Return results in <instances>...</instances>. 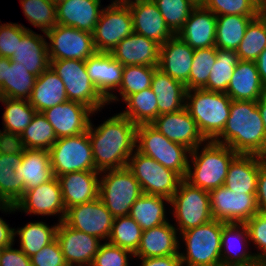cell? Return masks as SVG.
<instances>
[{
  "mask_svg": "<svg viewBox=\"0 0 266 266\" xmlns=\"http://www.w3.org/2000/svg\"><path fill=\"white\" fill-rule=\"evenodd\" d=\"M88 126L95 168L101 172L127 167L130 156L136 149L137 126L127 117L116 113L95 126Z\"/></svg>",
  "mask_w": 266,
  "mask_h": 266,
  "instance_id": "cell-1",
  "label": "cell"
},
{
  "mask_svg": "<svg viewBox=\"0 0 266 266\" xmlns=\"http://www.w3.org/2000/svg\"><path fill=\"white\" fill-rule=\"evenodd\" d=\"M214 142L229 146L237 154L266 158V132L257 101L232 100L229 118Z\"/></svg>",
  "mask_w": 266,
  "mask_h": 266,
  "instance_id": "cell-2",
  "label": "cell"
},
{
  "mask_svg": "<svg viewBox=\"0 0 266 266\" xmlns=\"http://www.w3.org/2000/svg\"><path fill=\"white\" fill-rule=\"evenodd\" d=\"M237 155L227 145L206 141L190 151L185 180L208 192L223 186L228 167Z\"/></svg>",
  "mask_w": 266,
  "mask_h": 266,
  "instance_id": "cell-3",
  "label": "cell"
},
{
  "mask_svg": "<svg viewBox=\"0 0 266 266\" xmlns=\"http://www.w3.org/2000/svg\"><path fill=\"white\" fill-rule=\"evenodd\" d=\"M231 101L226 93L187 90L185 108L206 141H214L222 133L230 115Z\"/></svg>",
  "mask_w": 266,
  "mask_h": 266,
  "instance_id": "cell-4",
  "label": "cell"
},
{
  "mask_svg": "<svg viewBox=\"0 0 266 266\" xmlns=\"http://www.w3.org/2000/svg\"><path fill=\"white\" fill-rule=\"evenodd\" d=\"M225 224L212 219L198 227L181 232L179 256L182 266H221V234Z\"/></svg>",
  "mask_w": 266,
  "mask_h": 266,
  "instance_id": "cell-5",
  "label": "cell"
},
{
  "mask_svg": "<svg viewBox=\"0 0 266 266\" xmlns=\"http://www.w3.org/2000/svg\"><path fill=\"white\" fill-rule=\"evenodd\" d=\"M136 149L140 153L158 161L165 168L177 172L185 179L190 150L179 143L167 139L151 124L137 126Z\"/></svg>",
  "mask_w": 266,
  "mask_h": 266,
  "instance_id": "cell-6",
  "label": "cell"
},
{
  "mask_svg": "<svg viewBox=\"0 0 266 266\" xmlns=\"http://www.w3.org/2000/svg\"><path fill=\"white\" fill-rule=\"evenodd\" d=\"M99 198L112 216L130 214L134 202L143 194L139 182L127 168L100 172Z\"/></svg>",
  "mask_w": 266,
  "mask_h": 266,
  "instance_id": "cell-7",
  "label": "cell"
},
{
  "mask_svg": "<svg viewBox=\"0 0 266 266\" xmlns=\"http://www.w3.org/2000/svg\"><path fill=\"white\" fill-rule=\"evenodd\" d=\"M170 208L178 233L198 227L213 219L209 192L195 187L183 179L170 199ZM171 211V212H170ZM176 223V224H175Z\"/></svg>",
  "mask_w": 266,
  "mask_h": 266,
  "instance_id": "cell-8",
  "label": "cell"
},
{
  "mask_svg": "<svg viewBox=\"0 0 266 266\" xmlns=\"http://www.w3.org/2000/svg\"><path fill=\"white\" fill-rule=\"evenodd\" d=\"M50 68L64 83L69 101L81 103L93 112H102L107 101L91 82L85 61L78 59L50 60Z\"/></svg>",
  "mask_w": 266,
  "mask_h": 266,
  "instance_id": "cell-9",
  "label": "cell"
},
{
  "mask_svg": "<svg viewBox=\"0 0 266 266\" xmlns=\"http://www.w3.org/2000/svg\"><path fill=\"white\" fill-rule=\"evenodd\" d=\"M127 168L139 182L142 192L168 199L177 191L183 178L158 161L140 153L137 149L130 156Z\"/></svg>",
  "mask_w": 266,
  "mask_h": 266,
  "instance_id": "cell-10",
  "label": "cell"
},
{
  "mask_svg": "<svg viewBox=\"0 0 266 266\" xmlns=\"http://www.w3.org/2000/svg\"><path fill=\"white\" fill-rule=\"evenodd\" d=\"M54 176L71 172L97 171L88 131L57 139L49 149Z\"/></svg>",
  "mask_w": 266,
  "mask_h": 266,
  "instance_id": "cell-11",
  "label": "cell"
},
{
  "mask_svg": "<svg viewBox=\"0 0 266 266\" xmlns=\"http://www.w3.org/2000/svg\"><path fill=\"white\" fill-rule=\"evenodd\" d=\"M0 211L4 214L23 212L30 216H55L58 223L63 221L66 208L58 178L54 176L35 188L25 190L23 197L15 205H0Z\"/></svg>",
  "mask_w": 266,
  "mask_h": 266,
  "instance_id": "cell-12",
  "label": "cell"
},
{
  "mask_svg": "<svg viewBox=\"0 0 266 266\" xmlns=\"http://www.w3.org/2000/svg\"><path fill=\"white\" fill-rule=\"evenodd\" d=\"M133 20L127 3L103 7L93 34L97 52H111L124 38L133 33Z\"/></svg>",
  "mask_w": 266,
  "mask_h": 266,
  "instance_id": "cell-13",
  "label": "cell"
},
{
  "mask_svg": "<svg viewBox=\"0 0 266 266\" xmlns=\"http://www.w3.org/2000/svg\"><path fill=\"white\" fill-rule=\"evenodd\" d=\"M45 34L49 60L86 61L96 52L93 34L90 32L57 24Z\"/></svg>",
  "mask_w": 266,
  "mask_h": 266,
  "instance_id": "cell-14",
  "label": "cell"
},
{
  "mask_svg": "<svg viewBox=\"0 0 266 266\" xmlns=\"http://www.w3.org/2000/svg\"><path fill=\"white\" fill-rule=\"evenodd\" d=\"M213 219L225 223H246L259 213L256 194L233 192L224 185L209 191Z\"/></svg>",
  "mask_w": 266,
  "mask_h": 266,
  "instance_id": "cell-15",
  "label": "cell"
},
{
  "mask_svg": "<svg viewBox=\"0 0 266 266\" xmlns=\"http://www.w3.org/2000/svg\"><path fill=\"white\" fill-rule=\"evenodd\" d=\"M113 219L105 204L97 198L67 209L63 222L106 242L111 233Z\"/></svg>",
  "mask_w": 266,
  "mask_h": 266,
  "instance_id": "cell-16",
  "label": "cell"
},
{
  "mask_svg": "<svg viewBox=\"0 0 266 266\" xmlns=\"http://www.w3.org/2000/svg\"><path fill=\"white\" fill-rule=\"evenodd\" d=\"M56 239L68 266H91L103 243L97 237L71 228L63 221L58 223Z\"/></svg>",
  "mask_w": 266,
  "mask_h": 266,
  "instance_id": "cell-17",
  "label": "cell"
},
{
  "mask_svg": "<svg viewBox=\"0 0 266 266\" xmlns=\"http://www.w3.org/2000/svg\"><path fill=\"white\" fill-rule=\"evenodd\" d=\"M52 125L57 139L87 132L93 115L89 107L74 101H66L41 112Z\"/></svg>",
  "mask_w": 266,
  "mask_h": 266,
  "instance_id": "cell-18",
  "label": "cell"
},
{
  "mask_svg": "<svg viewBox=\"0 0 266 266\" xmlns=\"http://www.w3.org/2000/svg\"><path fill=\"white\" fill-rule=\"evenodd\" d=\"M151 125L167 139L185 146L190 151L206 142L185 107L176 112L160 114Z\"/></svg>",
  "mask_w": 266,
  "mask_h": 266,
  "instance_id": "cell-19",
  "label": "cell"
},
{
  "mask_svg": "<svg viewBox=\"0 0 266 266\" xmlns=\"http://www.w3.org/2000/svg\"><path fill=\"white\" fill-rule=\"evenodd\" d=\"M250 243L245 223H226L221 234V266H249L259 262Z\"/></svg>",
  "mask_w": 266,
  "mask_h": 266,
  "instance_id": "cell-20",
  "label": "cell"
},
{
  "mask_svg": "<svg viewBox=\"0 0 266 266\" xmlns=\"http://www.w3.org/2000/svg\"><path fill=\"white\" fill-rule=\"evenodd\" d=\"M135 33L164 44L175 34L169 29L153 0H129L127 2Z\"/></svg>",
  "mask_w": 266,
  "mask_h": 266,
  "instance_id": "cell-21",
  "label": "cell"
},
{
  "mask_svg": "<svg viewBox=\"0 0 266 266\" xmlns=\"http://www.w3.org/2000/svg\"><path fill=\"white\" fill-rule=\"evenodd\" d=\"M193 55L194 49L178 35H174L159 47L158 69L184 84L189 90Z\"/></svg>",
  "mask_w": 266,
  "mask_h": 266,
  "instance_id": "cell-22",
  "label": "cell"
},
{
  "mask_svg": "<svg viewBox=\"0 0 266 266\" xmlns=\"http://www.w3.org/2000/svg\"><path fill=\"white\" fill-rule=\"evenodd\" d=\"M85 66L91 82L108 101L120 87L124 66L109 52L97 51L85 61Z\"/></svg>",
  "mask_w": 266,
  "mask_h": 266,
  "instance_id": "cell-23",
  "label": "cell"
},
{
  "mask_svg": "<svg viewBox=\"0 0 266 266\" xmlns=\"http://www.w3.org/2000/svg\"><path fill=\"white\" fill-rule=\"evenodd\" d=\"M22 157L23 148L14 142H5L0 148V205H15L25 193L15 171Z\"/></svg>",
  "mask_w": 266,
  "mask_h": 266,
  "instance_id": "cell-24",
  "label": "cell"
},
{
  "mask_svg": "<svg viewBox=\"0 0 266 266\" xmlns=\"http://www.w3.org/2000/svg\"><path fill=\"white\" fill-rule=\"evenodd\" d=\"M216 25L217 16L203 5H197L176 35L192 49L215 47Z\"/></svg>",
  "mask_w": 266,
  "mask_h": 266,
  "instance_id": "cell-25",
  "label": "cell"
},
{
  "mask_svg": "<svg viewBox=\"0 0 266 266\" xmlns=\"http://www.w3.org/2000/svg\"><path fill=\"white\" fill-rule=\"evenodd\" d=\"M57 178L66 210L99 198V171L71 172Z\"/></svg>",
  "mask_w": 266,
  "mask_h": 266,
  "instance_id": "cell-26",
  "label": "cell"
},
{
  "mask_svg": "<svg viewBox=\"0 0 266 266\" xmlns=\"http://www.w3.org/2000/svg\"><path fill=\"white\" fill-rule=\"evenodd\" d=\"M160 45L135 32L124 38L110 54L123 66L158 67Z\"/></svg>",
  "mask_w": 266,
  "mask_h": 266,
  "instance_id": "cell-27",
  "label": "cell"
},
{
  "mask_svg": "<svg viewBox=\"0 0 266 266\" xmlns=\"http://www.w3.org/2000/svg\"><path fill=\"white\" fill-rule=\"evenodd\" d=\"M102 9L101 0H65L56 5L57 24L93 33Z\"/></svg>",
  "mask_w": 266,
  "mask_h": 266,
  "instance_id": "cell-28",
  "label": "cell"
},
{
  "mask_svg": "<svg viewBox=\"0 0 266 266\" xmlns=\"http://www.w3.org/2000/svg\"><path fill=\"white\" fill-rule=\"evenodd\" d=\"M265 161L259 155L238 154L228 167L224 186L235 193L256 194L258 173Z\"/></svg>",
  "mask_w": 266,
  "mask_h": 266,
  "instance_id": "cell-29",
  "label": "cell"
},
{
  "mask_svg": "<svg viewBox=\"0 0 266 266\" xmlns=\"http://www.w3.org/2000/svg\"><path fill=\"white\" fill-rule=\"evenodd\" d=\"M179 255V233L170 221L144 230L134 257H160Z\"/></svg>",
  "mask_w": 266,
  "mask_h": 266,
  "instance_id": "cell-30",
  "label": "cell"
},
{
  "mask_svg": "<svg viewBox=\"0 0 266 266\" xmlns=\"http://www.w3.org/2000/svg\"><path fill=\"white\" fill-rule=\"evenodd\" d=\"M36 78L22 63L0 57V97L28 100Z\"/></svg>",
  "mask_w": 266,
  "mask_h": 266,
  "instance_id": "cell-31",
  "label": "cell"
},
{
  "mask_svg": "<svg viewBox=\"0 0 266 266\" xmlns=\"http://www.w3.org/2000/svg\"><path fill=\"white\" fill-rule=\"evenodd\" d=\"M10 59L22 63L26 70L36 77L40 76L50 67L46 34L28 31L18 42L16 52Z\"/></svg>",
  "mask_w": 266,
  "mask_h": 266,
  "instance_id": "cell-32",
  "label": "cell"
},
{
  "mask_svg": "<svg viewBox=\"0 0 266 266\" xmlns=\"http://www.w3.org/2000/svg\"><path fill=\"white\" fill-rule=\"evenodd\" d=\"M266 92L256 62L240 60L227 87L232 100L257 101Z\"/></svg>",
  "mask_w": 266,
  "mask_h": 266,
  "instance_id": "cell-33",
  "label": "cell"
},
{
  "mask_svg": "<svg viewBox=\"0 0 266 266\" xmlns=\"http://www.w3.org/2000/svg\"><path fill=\"white\" fill-rule=\"evenodd\" d=\"M17 179L29 190L54 177L49 150L23 148L21 163L16 168Z\"/></svg>",
  "mask_w": 266,
  "mask_h": 266,
  "instance_id": "cell-34",
  "label": "cell"
},
{
  "mask_svg": "<svg viewBox=\"0 0 266 266\" xmlns=\"http://www.w3.org/2000/svg\"><path fill=\"white\" fill-rule=\"evenodd\" d=\"M66 101L68 96L64 83L50 67L36 78L28 99L38 113Z\"/></svg>",
  "mask_w": 266,
  "mask_h": 266,
  "instance_id": "cell-35",
  "label": "cell"
},
{
  "mask_svg": "<svg viewBox=\"0 0 266 266\" xmlns=\"http://www.w3.org/2000/svg\"><path fill=\"white\" fill-rule=\"evenodd\" d=\"M0 102L5 106L0 134L6 142H14L30 124L37 111L24 99L0 97Z\"/></svg>",
  "mask_w": 266,
  "mask_h": 266,
  "instance_id": "cell-36",
  "label": "cell"
},
{
  "mask_svg": "<svg viewBox=\"0 0 266 266\" xmlns=\"http://www.w3.org/2000/svg\"><path fill=\"white\" fill-rule=\"evenodd\" d=\"M151 89L157 98L158 116L176 112L185 107L186 86L158 68L152 76Z\"/></svg>",
  "mask_w": 266,
  "mask_h": 266,
  "instance_id": "cell-37",
  "label": "cell"
},
{
  "mask_svg": "<svg viewBox=\"0 0 266 266\" xmlns=\"http://www.w3.org/2000/svg\"><path fill=\"white\" fill-rule=\"evenodd\" d=\"M166 206L169 208L170 199L143 193L132 205L129 216L143 231L148 230L170 221Z\"/></svg>",
  "mask_w": 266,
  "mask_h": 266,
  "instance_id": "cell-38",
  "label": "cell"
},
{
  "mask_svg": "<svg viewBox=\"0 0 266 266\" xmlns=\"http://www.w3.org/2000/svg\"><path fill=\"white\" fill-rule=\"evenodd\" d=\"M57 226L58 222L49 225L42 220L30 221L24 226L14 229V240H17V236L19 248L28 257H31L56 238Z\"/></svg>",
  "mask_w": 266,
  "mask_h": 266,
  "instance_id": "cell-39",
  "label": "cell"
},
{
  "mask_svg": "<svg viewBox=\"0 0 266 266\" xmlns=\"http://www.w3.org/2000/svg\"><path fill=\"white\" fill-rule=\"evenodd\" d=\"M257 16H217L215 47L236 51L250 21Z\"/></svg>",
  "mask_w": 266,
  "mask_h": 266,
  "instance_id": "cell-40",
  "label": "cell"
},
{
  "mask_svg": "<svg viewBox=\"0 0 266 266\" xmlns=\"http://www.w3.org/2000/svg\"><path fill=\"white\" fill-rule=\"evenodd\" d=\"M125 109L120 114L130 119L136 126L151 124L158 117L157 98L151 87L129 95L124 101Z\"/></svg>",
  "mask_w": 266,
  "mask_h": 266,
  "instance_id": "cell-41",
  "label": "cell"
},
{
  "mask_svg": "<svg viewBox=\"0 0 266 266\" xmlns=\"http://www.w3.org/2000/svg\"><path fill=\"white\" fill-rule=\"evenodd\" d=\"M56 141L57 137L52 125L42 113L37 112L14 143L26 149L49 150Z\"/></svg>",
  "mask_w": 266,
  "mask_h": 266,
  "instance_id": "cell-42",
  "label": "cell"
},
{
  "mask_svg": "<svg viewBox=\"0 0 266 266\" xmlns=\"http://www.w3.org/2000/svg\"><path fill=\"white\" fill-rule=\"evenodd\" d=\"M158 67L143 65L124 66L122 72V82L117 91L108 101L107 104L123 102L129 95L141 92L151 87L152 76ZM120 96V97H119Z\"/></svg>",
  "mask_w": 266,
  "mask_h": 266,
  "instance_id": "cell-43",
  "label": "cell"
},
{
  "mask_svg": "<svg viewBox=\"0 0 266 266\" xmlns=\"http://www.w3.org/2000/svg\"><path fill=\"white\" fill-rule=\"evenodd\" d=\"M266 48V22L260 14L248 24L236 54L242 61H256Z\"/></svg>",
  "mask_w": 266,
  "mask_h": 266,
  "instance_id": "cell-44",
  "label": "cell"
},
{
  "mask_svg": "<svg viewBox=\"0 0 266 266\" xmlns=\"http://www.w3.org/2000/svg\"><path fill=\"white\" fill-rule=\"evenodd\" d=\"M239 61L236 51L217 48L216 61L210 72L207 85L203 89L226 93L235 66Z\"/></svg>",
  "mask_w": 266,
  "mask_h": 266,
  "instance_id": "cell-45",
  "label": "cell"
},
{
  "mask_svg": "<svg viewBox=\"0 0 266 266\" xmlns=\"http://www.w3.org/2000/svg\"><path fill=\"white\" fill-rule=\"evenodd\" d=\"M142 233L140 225L129 215L115 217L107 242L135 254L140 245Z\"/></svg>",
  "mask_w": 266,
  "mask_h": 266,
  "instance_id": "cell-46",
  "label": "cell"
},
{
  "mask_svg": "<svg viewBox=\"0 0 266 266\" xmlns=\"http://www.w3.org/2000/svg\"><path fill=\"white\" fill-rule=\"evenodd\" d=\"M28 22L46 33L57 25L56 5L50 0H19Z\"/></svg>",
  "mask_w": 266,
  "mask_h": 266,
  "instance_id": "cell-47",
  "label": "cell"
},
{
  "mask_svg": "<svg viewBox=\"0 0 266 266\" xmlns=\"http://www.w3.org/2000/svg\"><path fill=\"white\" fill-rule=\"evenodd\" d=\"M169 29L176 35L197 6L191 0H153Z\"/></svg>",
  "mask_w": 266,
  "mask_h": 266,
  "instance_id": "cell-48",
  "label": "cell"
},
{
  "mask_svg": "<svg viewBox=\"0 0 266 266\" xmlns=\"http://www.w3.org/2000/svg\"><path fill=\"white\" fill-rule=\"evenodd\" d=\"M217 58V48L194 49L193 62L189 75V90L203 89Z\"/></svg>",
  "mask_w": 266,
  "mask_h": 266,
  "instance_id": "cell-49",
  "label": "cell"
},
{
  "mask_svg": "<svg viewBox=\"0 0 266 266\" xmlns=\"http://www.w3.org/2000/svg\"><path fill=\"white\" fill-rule=\"evenodd\" d=\"M202 5L216 16H258L260 12L254 0H204Z\"/></svg>",
  "mask_w": 266,
  "mask_h": 266,
  "instance_id": "cell-50",
  "label": "cell"
},
{
  "mask_svg": "<svg viewBox=\"0 0 266 266\" xmlns=\"http://www.w3.org/2000/svg\"><path fill=\"white\" fill-rule=\"evenodd\" d=\"M131 258L134 259V254L130 251L106 241L99 247L91 266H131Z\"/></svg>",
  "mask_w": 266,
  "mask_h": 266,
  "instance_id": "cell-51",
  "label": "cell"
},
{
  "mask_svg": "<svg viewBox=\"0 0 266 266\" xmlns=\"http://www.w3.org/2000/svg\"><path fill=\"white\" fill-rule=\"evenodd\" d=\"M31 28L23 24L7 22L0 25V57L11 58L16 52L18 42Z\"/></svg>",
  "mask_w": 266,
  "mask_h": 266,
  "instance_id": "cell-52",
  "label": "cell"
},
{
  "mask_svg": "<svg viewBox=\"0 0 266 266\" xmlns=\"http://www.w3.org/2000/svg\"><path fill=\"white\" fill-rule=\"evenodd\" d=\"M249 232L250 243L253 249H257L254 255L259 261L266 262V212L255 214L246 223Z\"/></svg>",
  "mask_w": 266,
  "mask_h": 266,
  "instance_id": "cell-53",
  "label": "cell"
},
{
  "mask_svg": "<svg viewBox=\"0 0 266 266\" xmlns=\"http://www.w3.org/2000/svg\"><path fill=\"white\" fill-rule=\"evenodd\" d=\"M30 259L32 266H68L56 238L31 256Z\"/></svg>",
  "mask_w": 266,
  "mask_h": 266,
  "instance_id": "cell-54",
  "label": "cell"
},
{
  "mask_svg": "<svg viewBox=\"0 0 266 266\" xmlns=\"http://www.w3.org/2000/svg\"><path fill=\"white\" fill-rule=\"evenodd\" d=\"M14 244L3 248L0 266H32L30 257Z\"/></svg>",
  "mask_w": 266,
  "mask_h": 266,
  "instance_id": "cell-55",
  "label": "cell"
},
{
  "mask_svg": "<svg viewBox=\"0 0 266 266\" xmlns=\"http://www.w3.org/2000/svg\"><path fill=\"white\" fill-rule=\"evenodd\" d=\"M138 260L139 265L137 266H182V261L179 255H169L160 257H134ZM140 260V261H139ZM141 264V265H140Z\"/></svg>",
  "mask_w": 266,
  "mask_h": 266,
  "instance_id": "cell-56",
  "label": "cell"
},
{
  "mask_svg": "<svg viewBox=\"0 0 266 266\" xmlns=\"http://www.w3.org/2000/svg\"><path fill=\"white\" fill-rule=\"evenodd\" d=\"M256 201L260 212H266V161L261 165L258 173Z\"/></svg>",
  "mask_w": 266,
  "mask_h": 266,
  "instance_id": "cell-57",
  "label": "cell"
},
{
  "mask_svg": "<svg viewBox=\"0 0 266 266\" xmlns=\"http://www.w3.org/2000/svg\"><path fill=\"white\" fill-rule=\"evenodd\" d=\"M14 229L10 227L2 217H0V248H4L12 245L16 241L14 240Z\"/></svg>",
  "mask_w": 266,
  "mask_h": 266,
  "instance_id": "cell-58",
  "label": "cell"
},
{
  "mask_svg": "<svg viewBox=\"0 0 266 266\" xmlns=\"http://www.w3.org/2000/svg\"><path fill=\"white\" fill-rule=\"evenodd\" d=\"M257 69L262 81L263 86L266 89V48L260 53L257 60L255 61Z\"/></svg>",
  "mask_w": 266,
  "mask_h": 266,
  "instance_id": "cell-59",
  "label": "cell"
},
{
  "mask_svg": "<svg viewBox=\"0 0 266 266\" xmlns=\"http://www.w3.org/2000/svg\"><path fill=\"white\" fill-rule=\"evenodd\" d=\"M257 106L266 132V92L257 100Z\"/></svg>",
  "mask_w": 266,
  "mask_h": 266,
  "instance_id": "cell-60",
  "label": "cell"
},
{
  "mask_svg": "<svg viewBox=\"0 0 266 266\" xmlns=\"http://www.w3.org/2000/svg\"><path fill=\"white\" fill-rule=\"evenodd\" d=\"M260 16L265 20L266 22V5L262 6L260 8V12H259Z\"/></svg>",
  "mask_w": 266,
  "mask_h": 266,
  "instance_id": "cell-61",
  "label": "cell"
},
{
  "mask_svg": "<svg viewBox=\"0 0 266 266\" xmlns=\"http://www.w3.org/2000/svg\"><path fill=\"white\" fill-rule=\"evenodd\" d=\"M102 1V0H101ZM111 4H125L127 3L129 0H110Z\"/></svg>",
  "mask_w": 266,
  "mask_h": 266,
  "instance_id": "cell-62",
  "label": "cell"
},
{
  "mask_svg": "<svg viewBox=\"0 0 266 266\" xmlns=\"http://www.w3.org/2000/svg\"><path fill=\"white\" fill-rule=\"evenodd\" d=\"M256 5L261 8L262 6L266 5V0H254Z\"/></svg>",
  "mask_w": 266,
  "mask_h": 266,
  "instance_id": "cell-63",
  "label": "cell"
},
{
  "mask_svg": "<svg viewBox=\"0 0 266 266\" xmlns=\"http://www.w3.org/2000/svg\"><path fill=\"white\" fill-rule=\"evenodd\" d=\"M249 266H266V262H264V261H259V262L255 263V264H253V265H249Z\"/></svg>",
  "mask_w": 266,
  "mask_h": 266,
  "instance_id": "cell-64",
  "label": "cell"
},
{
  "mask_svg": "<svg viewBox=\"0 0 266 266\" xmlns=\"http://www.w3.org/2000/svg\"><path fill=\"white\" fill-rule=\"evenodd\" d=\"M194 2L196 5H202L204 3V0H191Z\"/></svg>",
  "mask_w": 266,
  "mask_h": 266,
  "instance_id": "cell-65",
  "label": "cell"
},
{
  "mask_svg": "<svg viewBox=\"0 0 266 266\" xmlns=\"http://www.w3.org/2000/svg\"><path fill=\"white\" fill-rule=\"evenodd\" d=\"M6 141L4 140L3 136L0 134V148L4 145Z\"/></svg>",
  "mask_w": 266,
  "mask_h": 266,
  "instance_id": "cell-66",
  "label": "cell"
},
{
  "mask_svg": "<svg viewBox=\"0 0 266 266\" xmlns=\"http://www.w3.org/2000/svg\"><path fill=\"white\" fill-rule=\"evenodd\" d=\"M53 4L57 5L65 0H50Z\"/></svg>",
  "mask_w": 266,
  "mask_h": 266,
  "instance_id": "cell-67",
  "label": "cell"
},
{
  "mask_svg": "<svg viewBox=\"0 0 266 266\" xmlns=\"http://www.w3.org/2000/svg\"><path fill=\"white\" fill-rule=\"evenodd\" d=\"M2 250H3V248H0V259H1V255H2Z\"/></svg>",
  "mask_w": 266,
  "mask_h": 266,
  "instance_id": "cell-68",
  "label": "cell"
}]
</instances>
